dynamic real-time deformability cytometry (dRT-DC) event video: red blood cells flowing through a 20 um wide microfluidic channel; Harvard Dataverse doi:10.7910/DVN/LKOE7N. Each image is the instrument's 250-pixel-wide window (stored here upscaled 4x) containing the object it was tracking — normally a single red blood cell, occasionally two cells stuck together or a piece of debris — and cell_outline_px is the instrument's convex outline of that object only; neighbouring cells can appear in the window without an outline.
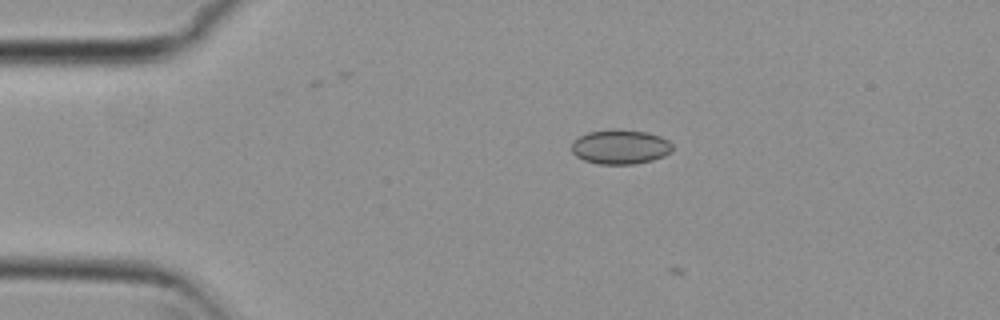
{"species": "common noctule bat (a hibernating species)", "species_latin": "Nyctalus noctula", "temperature_condition": "cold", "stored_images_in_passage": 4, "camera_frame_rate_fps": 3000, "um_per_image_px": 0.085, "animal": {"sex": "female", "body_mass_g": 29.2, "forearm_length_mm": 56.3}, "frame": {"image": 1, "passage_image": 3, "time_ms": 0.667, "image_size_px": [1000, 320], "cell_outline_px": [[672, 152], [664, 156], [652, 160], [632, 164], [600, 164], [584, 160], [576, 156], [572, 152], [572, 144], [580, 136], [588, 132], [612, 128], [616, 128], [648, 132], [660, 136], [668, 140], [672, 144]], "centroid_in_image_um": [52.75, 12.47], "position_along_channel_um": 32.3, "area_um2": 20.4}}